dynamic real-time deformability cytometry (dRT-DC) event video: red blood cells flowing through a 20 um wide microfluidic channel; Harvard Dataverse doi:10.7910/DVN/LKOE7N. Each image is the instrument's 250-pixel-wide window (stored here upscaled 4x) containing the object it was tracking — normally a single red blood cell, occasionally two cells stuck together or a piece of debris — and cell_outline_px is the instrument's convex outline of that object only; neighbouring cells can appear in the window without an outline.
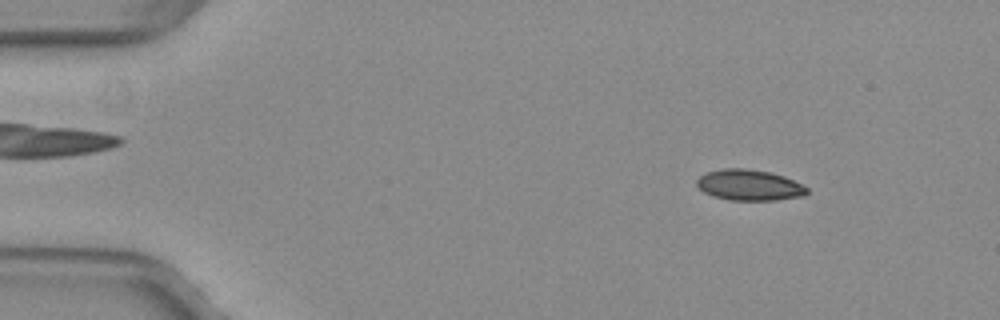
{"species": "common noctule bat (a hibernating species)", "species_latin": "Nyctalus noctula", "temperature_condition": "warm", "stored_images_in_passage": 18, "camera_frame_rate_fps": 3000, "um_per_image_px": 0.085, "animal": {"sex": "female", "body_mass_g": 29.2, "forearm_length_mm": 56.3}, "frame": {"image": 1, "passage_image": 6, "time_ms": 1.667, "image_size_px": [1000, 320], "cell_outline_px": [[808, 192], [804, 196], [776, 200], [728, 200], [712, 196], [704, 192], [696, 184], [696, 180], [700, 176], [708, 172], [720, 168], [744, 168], [772, 172], [784, 176], [808, 188]], "centroid_in_image_um": [63.68, 15.73], "position_along_channel_um": 21.3, "area_um2": 19.88}}
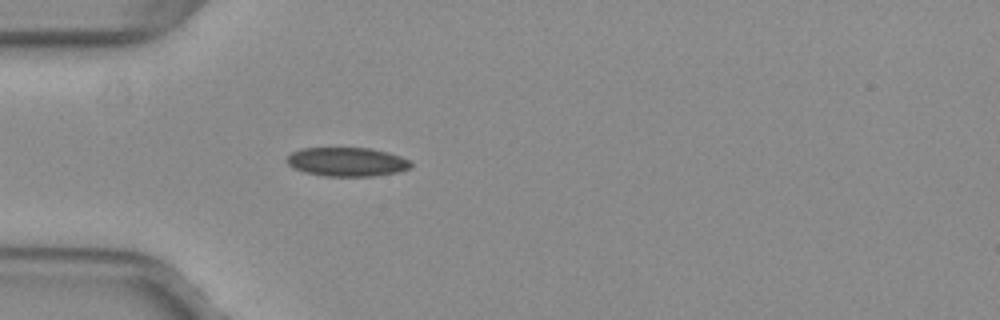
{"frame": {"image": 2, "passage_image": 15, "time_ms": 4.667, "image_size_px": [1000, 320], "cell_outline_px": [[412, 168], [400, 172], [372, 176], [324, 176], [304, 172], [292, 168], [284, 160], [292, 152], [300, 148], [372, 148], [388, 152], [400, 156], [408, 160], [412, 164]], "centroid_in_image_um": [29.48, 13.76], "position_along_channel_um": 55.5, "area_um2": 21.15}}
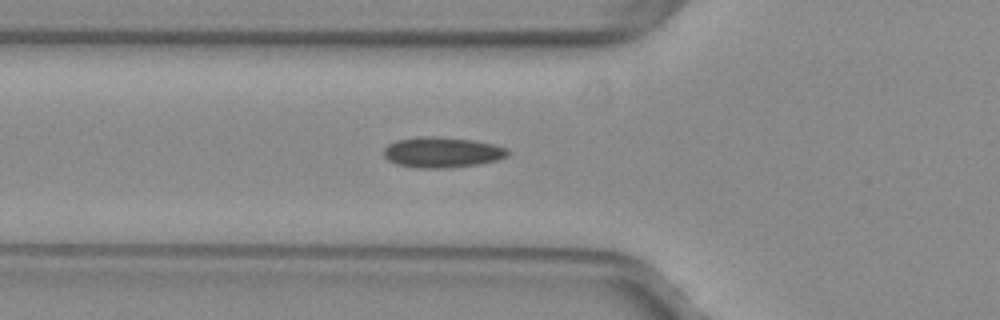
{"frame": {"image": 3, "passage_image": 18, "time_ms": 5.667, "image_size_px": [1000, 320], "cell_outline_px": [[508, 156], [496, 160], [480, 164], [448, 168], [416, 168], [396, 164], [388, 160], [384, 156], [384, 148], [388, 144], [396, 140], [420, 136], [432, 136], [472, 140], [492, 144], [504, 148], [508, 152]], "centroid_in_image_um": [37.53, 12.95], "position_along_channel_um": 88.3, "area_um2": 22.02}}